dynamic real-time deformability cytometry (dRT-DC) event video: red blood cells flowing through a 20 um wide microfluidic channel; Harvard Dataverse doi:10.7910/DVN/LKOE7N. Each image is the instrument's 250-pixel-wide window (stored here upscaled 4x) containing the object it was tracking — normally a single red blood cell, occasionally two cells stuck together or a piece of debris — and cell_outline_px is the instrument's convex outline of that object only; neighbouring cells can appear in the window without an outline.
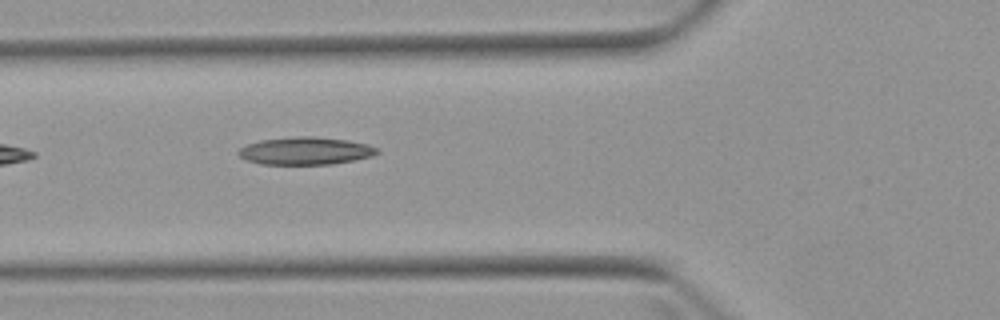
{"species": "Egyptian fruit bat (a non-hibernating species)", "species_latin": "Rousettus aegyptiacus", "temperature_condition": "warm", "stored_images_in_passage": 5, "camera_frame_rate_fps": 3000, "um_per_image_px": 0.085, "animal": {"sex": "female"}, "frame": {"image": 1, "passage_image": 5, "time_ms": 5.333, "image_size_px": [1000, 320], "cell_outline_px": [[380, 152], [372, 156], [332, 164], [260, 164], [248, 160], [240, 156], [236, 152], [240, 148], [248, 144], [260, 140], [296, 136], [312, 136], [348, 140], [368, 144], [376, 148]], "centroid_in_image_um": [25.96, 12.82], "position_along_channel_um": 99.8, "area_um2": 22.2}}